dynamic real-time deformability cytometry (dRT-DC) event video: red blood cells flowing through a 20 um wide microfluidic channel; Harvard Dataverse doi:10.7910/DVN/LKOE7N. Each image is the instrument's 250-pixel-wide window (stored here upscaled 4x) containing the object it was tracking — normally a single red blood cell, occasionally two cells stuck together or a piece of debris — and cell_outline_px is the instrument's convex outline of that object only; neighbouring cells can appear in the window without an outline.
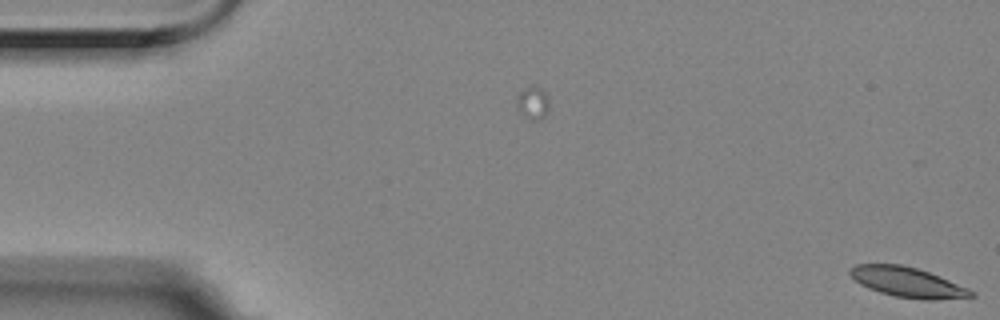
{"species": "Egyptian fruit bat (a non-hibernating species)", "species_latin": "Rousettus aegyptiacus", "temperature_condition": "room temperature", "stored_images_in_passage": 4, "camera_frame_rate_fps": 3000, "um_per_image_px": 0.085, "animal": {"sex": "female"}, "frame": {"image": 1, "passage_image": 4, "time_ms": 1.0, "image_size_px": [1000, 320], "cell_outline_px": [[976, 296], [936, 300], [924, 300], [896, 296], [880, 292], [868, 288], [860, 284], [848, 272], [856, 264], [900, 264], [916, 268], [940, 276], [968, 288], [976, 292]], "centroid_in_image_um": [77.18, 23.99], "position_along_channel_um": 7.8, "area_um2": 21.04}}